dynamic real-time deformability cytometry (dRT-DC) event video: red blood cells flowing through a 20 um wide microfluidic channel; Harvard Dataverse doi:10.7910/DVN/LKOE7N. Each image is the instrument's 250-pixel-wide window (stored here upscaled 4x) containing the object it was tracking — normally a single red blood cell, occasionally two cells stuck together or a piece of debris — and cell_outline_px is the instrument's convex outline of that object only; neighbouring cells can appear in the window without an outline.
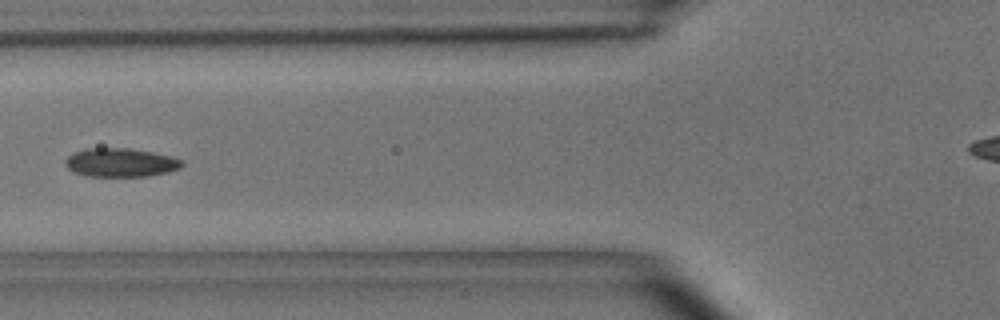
{"species": "common noctule bat (a hibernating species)", "species_latin": "Nyctalus noctula", "temperature_condition": "room temperature", "stored_images_in_passage": 5, "camera_frame_rate_fps": 3000, "um_per_image_px": 0.085, "animal": {"sex": "male", "body_mass_g": 15.6}, "frame": {"image": 1, "passage_image": 5, "time_ms": 4.667, "image_size_px": [1000, 320], "cell_outline_px": [[184, 164], [180, 168], [168, 172], [148, 176], [84, 176], [72, 172], [64, 164], [64, 160], [72, 152], [84, 148], [132, 148], [172, 156], [184, 160]], "centroid_in_image_um": [10.23, 13.81], "position_along_channel_um": 115.6, "area_um2": 19.88}}